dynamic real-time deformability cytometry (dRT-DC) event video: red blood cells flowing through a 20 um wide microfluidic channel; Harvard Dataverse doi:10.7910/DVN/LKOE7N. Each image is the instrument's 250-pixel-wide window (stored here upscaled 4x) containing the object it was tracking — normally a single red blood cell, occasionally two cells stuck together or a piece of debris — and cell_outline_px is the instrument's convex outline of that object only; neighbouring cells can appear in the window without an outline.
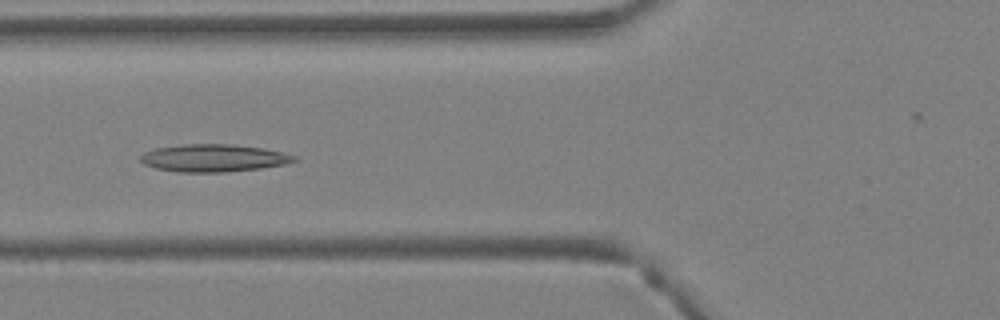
{"species": "Egyptian fruit bat (a non-hibernating species)", "species_latin": "Rousettus aegyptiacus", "temperature_condition": "warm", "stored_images_in_passage": 41, "camera_frame_rate_fps": 3000, "um_per_image_px": 0.085, "animal": {"sex": "female"}, "frame": {"image": 1, "passage_image": 15, "time_ms": 4.667, "image_size_px": [1000, 320], "cell_outline_px": [[296, 160], [284, 164], [260, 168], [224, 172], [176, 172], [156, 168], [144, 164], [140, 160], [140, 156], [144, 152], [152, 148], [184, 144], [232, 144], [264, 148], [296, 156]], "centroid_in_image_um": [18.09, 13.42], "position_along_channel_um": 107.7, "area_um2": 24.62}}
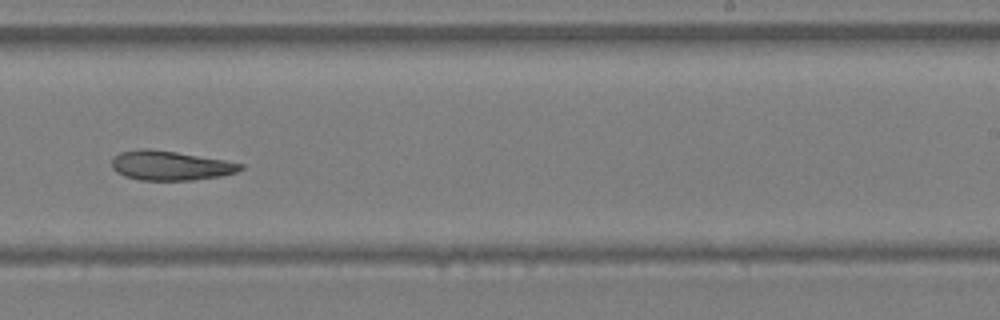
{"frame": {"image": 2, "passage_image": 25, "time_ms": 8.0, "image_size_px": [1000, 320], "cell_outline_px": [[244, 168], [236, 172], [220, 176], [192, 180], [140, 180], [124, 176], [116, 172], [112, 168], [112, 156], [120, 152], [140, 148], [148, 148], [176, 152], [224, 160], [244, 164]], "centroid_in_image_um": [14.44, 14.07], "position_along_channel_um": 274.6, "area_um2": 22.14}}
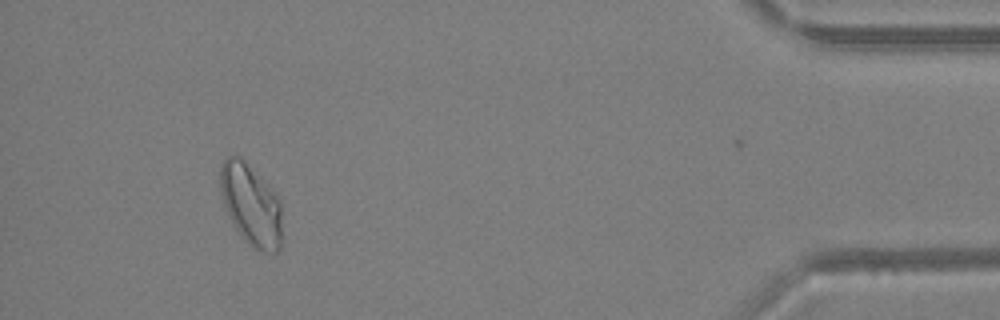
{"frame": {"image": 3, "passage_image": 37, "time_ms": 12.0, "image_size_px": [1000, 320], "cell_outline_px": [[280, 248], [276, 252], [264, 252], [252, 248], [244, 240], [236, 228], [224, 204], [220, 192], [220, 168], [224, 160], [228, 156], [236, 156], [276, 196], [280, 204]], "centroid_in_image_um": [21.3, 17.49], "position_along_channel_um": 413.9, "area_um2": 27.86}}